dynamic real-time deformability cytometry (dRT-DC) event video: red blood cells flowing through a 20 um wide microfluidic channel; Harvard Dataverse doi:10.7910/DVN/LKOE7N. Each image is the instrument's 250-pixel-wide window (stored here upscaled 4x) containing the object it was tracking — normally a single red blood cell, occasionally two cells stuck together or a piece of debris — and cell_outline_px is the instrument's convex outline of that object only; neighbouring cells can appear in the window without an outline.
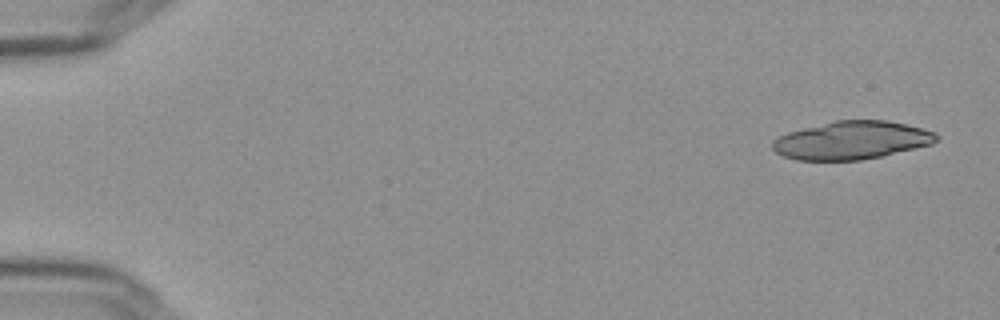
{"species": "Egyptian fruit bat (a non-hibernating species)", "species_latin": "Rousettus aegyptiacus", "temperature_condition": "cold", "stored_images_in_passage": 30, "camera_frame_rate_fps": 3000, "um_per_image_px": 0.085, "frame": {"image": 1, "passage_image": 1, "time_ms": 0.0, "image_size_px": [1000, 320], "cell_outline_px": [[940, 136], [932, 144], [880, 156], [860, 160], [796, 160], [784, 156], [776, 152], [772, 148], [772, 140], [788, 132], [836, 120], [888, 120], [920, 128], [932, 132]], "centroid_in_image_um": [72.36, 11.92], "position_along_channel_um": 12.6, "area_um2": 36.01}}